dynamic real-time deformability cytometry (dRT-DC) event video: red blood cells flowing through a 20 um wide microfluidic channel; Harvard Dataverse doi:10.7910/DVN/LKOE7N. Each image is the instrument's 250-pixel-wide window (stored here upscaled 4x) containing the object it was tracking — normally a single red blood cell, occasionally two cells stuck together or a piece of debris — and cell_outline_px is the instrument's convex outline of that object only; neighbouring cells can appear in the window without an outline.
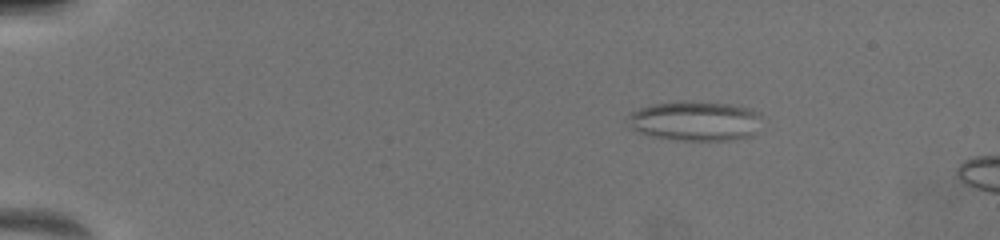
{"species": "common noctule bat (a hibernating species)", "species_latin": "Nyctalus noctula", "temperature_condition": "warm", "stored_images_in_passage": 13, "camera_frame_rate_fps": 3000, "um_per_image_px": 0.085, "animal": {"sex": "female", "body_mass_g": 19.5, "forearm_length_mm": 54.1}, "frame": {"image": 1, "passage_image": 6, "time_ms": 3.0, "image_size_px": [1000, 240], "cell_outline_px": [[760, 116], [756, 132], [752, 136], [732, 140], [676, 140], [652, 136], [628, 128], [624, 116], [640, 108], [652, 104], [680, 100], [684, 100], [732, 104], [752, 108], [760, 112]], "centroid_in_image_um": [59.05, 10.27], "position_along_channel_um": 25.9, "area_um2": 31.67}}